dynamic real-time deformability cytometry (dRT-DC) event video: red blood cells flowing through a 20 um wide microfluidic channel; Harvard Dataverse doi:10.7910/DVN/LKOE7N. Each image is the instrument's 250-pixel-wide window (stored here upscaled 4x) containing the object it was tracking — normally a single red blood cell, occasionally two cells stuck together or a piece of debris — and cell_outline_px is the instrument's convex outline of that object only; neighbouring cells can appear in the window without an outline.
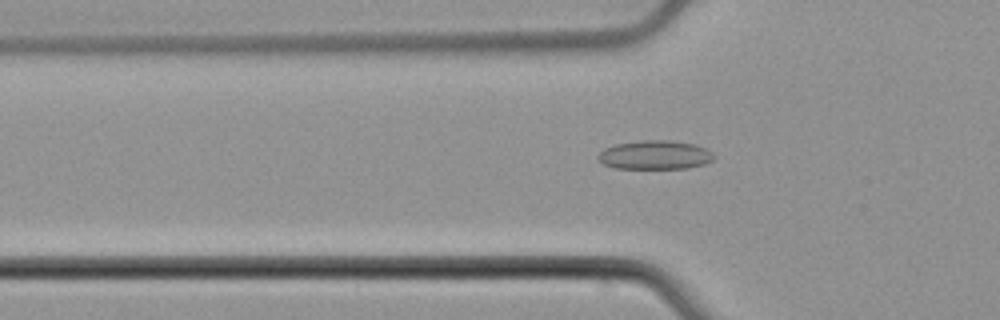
{"species": "common noctule bat (a hibernating species)", "species_latin": "Nyctalus noctula", "temperature_condition": "cold", "stored_images_in_passage": 54, "camera_frame_rate_fps": 3000, "um_per_image_px": 0.085, "animal": {"sex": "male", "body_mass_g": 21.5, "forearm_length_mm": 52.0}, "frame": {"image": 1, "passage_image": 18, "time_ms": 5.667, "image_size_px": [1000, 320], "cell_outline_px": [[716, 156], [712, 160], [704, 164], [688, 168], [612, 168], [604, 164], [596, 156], [604, 148], [616, 144], [640, 140], [672, 140], [696, 144], [712, 152]], "centroid_in_image_um": [55.68, 13.16], "position_along_channel_um": 70.1, "area_um2": 19.59}}
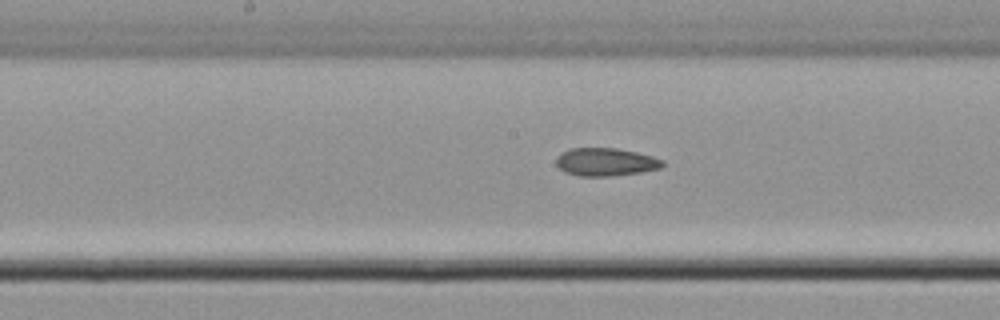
{"frame": {"image": 2, "passage_image": 28, "time_ms": 9.0, "image_size_px": [1000, 320], "cell_outline_px": [[664, 164], [660, 168], [640, 172], [612, 176], [580, 176], [564, 172], [556, 164], [556, 156], [560, 152], [568, 148], [616, 148], [636, 152], [652, 156], [664, 160]], "centroid_in_image_um": [51.44, 13.76], "position_along_channel_um": 196.8, "area_um2": 17.46}}
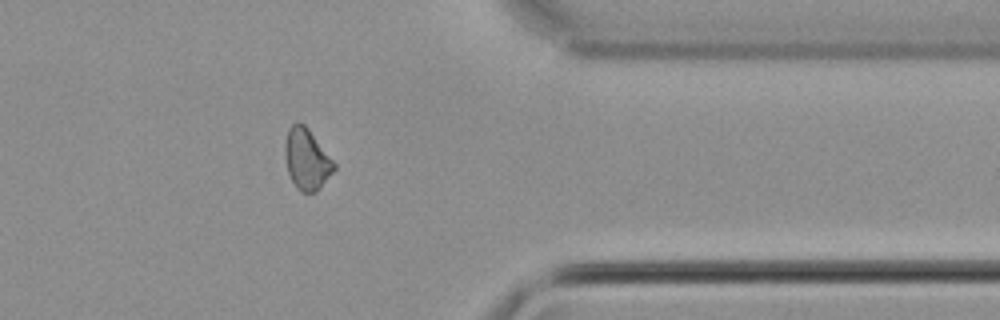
{"frame": {"image": 3, "passage_image": 44, "time_ms": 14.333, "image_size_px": [1000, 320], "cell_outline_px": [[336, 168], [320, 188], [316, 192], [300, 192], [292, 180], [288, 172], [284, 156], [284, 144], [288, 128], [296, 120], [304, 124], [308, 128], [336, 164]], "centroid_in_image_um": [26.05, 13.51], "position_along_channel_um": 385.3, "area_um2": 17.51}, "authors_computed_cell_mechanics": {"area_um2": 17.4845, "velocity_mm_per_s": 3.8122, "shape_relaxation_time_tau1_ms": null, "shape_relaxation_time_tau2_ms": 6.7936, "deformation_change_tau1": null, "deformation_change_tau2": 0.1501}}